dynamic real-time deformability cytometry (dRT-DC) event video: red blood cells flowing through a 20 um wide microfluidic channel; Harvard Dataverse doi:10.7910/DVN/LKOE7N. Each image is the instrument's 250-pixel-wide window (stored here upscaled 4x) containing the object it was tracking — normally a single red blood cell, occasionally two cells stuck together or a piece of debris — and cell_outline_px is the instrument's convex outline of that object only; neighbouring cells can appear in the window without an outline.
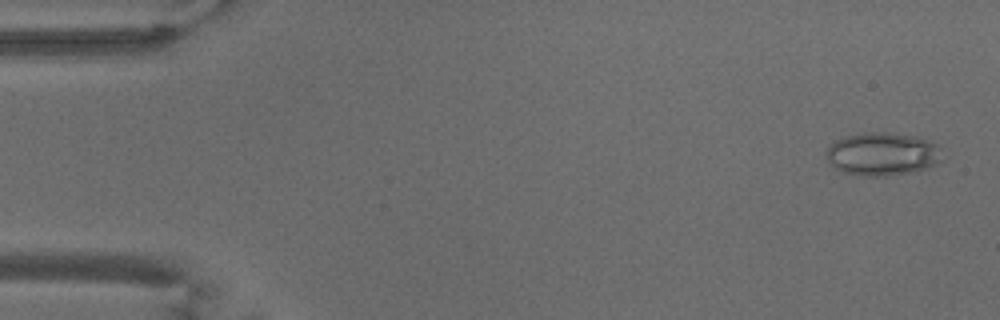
{"species": "common noctule bat (a hibernating species)", "species_latin": "Nyctalus noctula", "temperature_condition": "warm", "stored_images_in_passage": 53, "camera_frame_rate_fps": 3000, "um_per_image_px": 0.085, "animal": {"sex": "male", "body_mass_g": 18.8}, "frame": {"image": 1, "passage_image": 2, "time_ms": 0.333, "image_size_px": [1000, 320], "cell_outline_px": [[940, 160], [936, 164], [928, 168], [908, 172], [884, 176], [864, 176], [840, 172], [828, 164], [828, 148], [836, 140], [844, 136], [864, 132], [884, 132], [916, 136], [928, 140], [936, 144], [940, 148]], "centroid_in_image_um": [74.98, 13.09], "position_along_channel_um": 10.0, "area_um2": 29.07}}
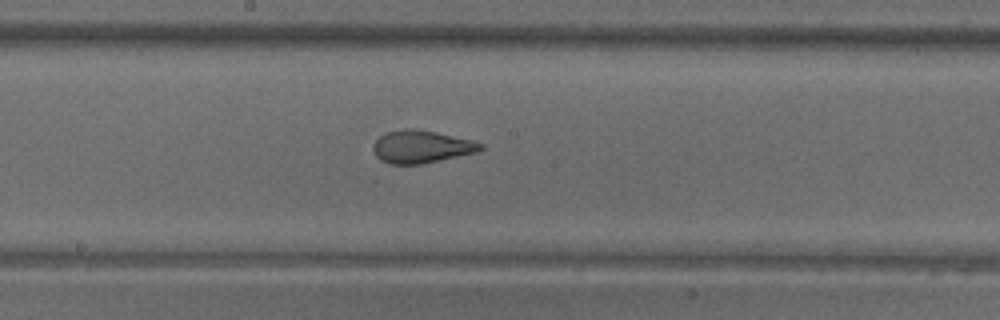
{"frame": {"image": 2, "passage_image": 28, "time_ms": 9.0, "image_size_px": [1000, 320], "cell_outline_px": [[484, 148], [476, 152], [420, 164], [392, 164], [380, 160], [376, 156], [372, 148], [372, 144], [380, 136], [388, 132], [404, 128], [416, 128], [436, 132], [472, 140], [484, 144]], "centroid_in_image_um": [35.79, 12.46], "position_along_channel_um": 212.4, "area_um2": 20.35}}
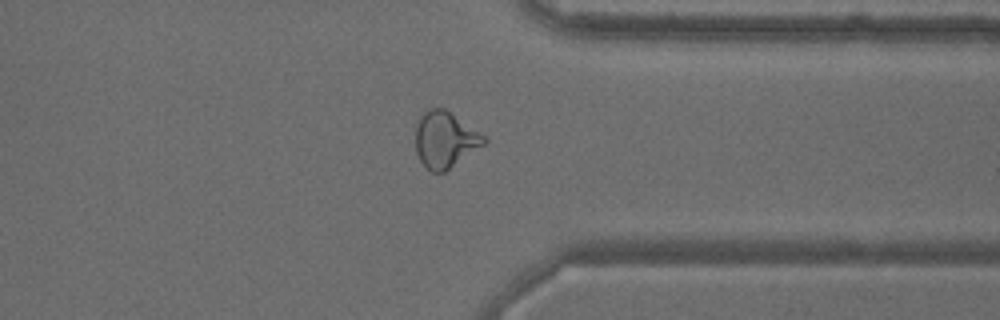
{"frame": {"image": 3, "passage_image": 41, "time_ms": 13.333, "image_size_px": [1000, 320], "cell_outline_px": [[488, 140], [484, 144], [444, 172], [432, 172], [420, 160], [416, 152], [416, 124], [420, 116], [428, 108], [444, 108], [484, 136]], "centroid_in_image_um": [37.8, 11.86], "position_along_channel_um": 373.6, "area_um2": 21.91}, "authors_computed_cell_mechanics": {"area_um2": 22.9466, "velocity_mm_per_s": 3.7979, "shape_relaxation_time_tau1_ms": null, "shape_relaxation_time_tau2_ms": 1.1133, "deformation_change_tau1": null, "deformation_change_tau2": 0.0913}}